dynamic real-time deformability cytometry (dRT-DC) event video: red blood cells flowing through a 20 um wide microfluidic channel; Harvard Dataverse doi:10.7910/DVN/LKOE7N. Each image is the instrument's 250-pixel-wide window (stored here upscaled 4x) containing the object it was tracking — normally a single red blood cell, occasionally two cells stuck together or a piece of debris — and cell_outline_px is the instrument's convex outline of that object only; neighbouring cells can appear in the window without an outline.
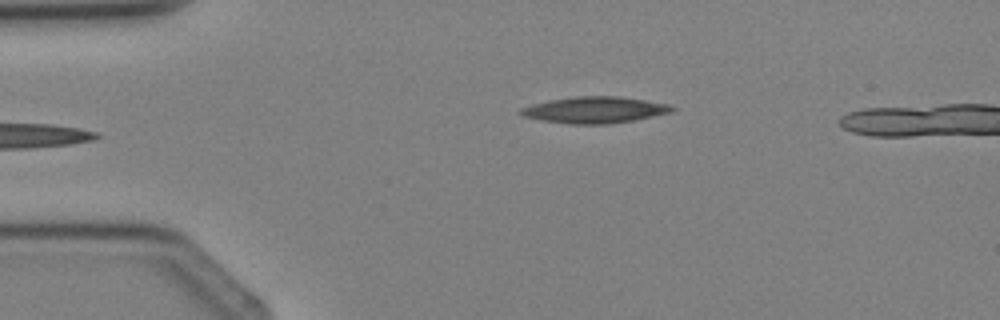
{"species": "Egyptian fruit bat (a non-hibernating species)", "species_latin": "Rousettus aegyptiacus", "temperature_condition": "cold", "stored_images_in_passage": 3, "camera_frame_rate_fps": 3000, "um_per_image_px": 0.085, "animal": {"sex": "female"}, "frame": {"image": 1, "passage_image": 3, "time_ms": 2.333, "image_size_px": [1000, 320], "cell_outline_px": [[676, 108], [672, 112], [636, 120], [608, 124], [568, 124], [540, 120], [524, 116], [516, 112], [520, 108], [532, 104], [548, 100], [576, 96], [620, 96], [668, 104]], "centroid_in_image_um": [50.53, 9.34], "position_along_channel_um": 34.5, "area_um2": 23.47}}